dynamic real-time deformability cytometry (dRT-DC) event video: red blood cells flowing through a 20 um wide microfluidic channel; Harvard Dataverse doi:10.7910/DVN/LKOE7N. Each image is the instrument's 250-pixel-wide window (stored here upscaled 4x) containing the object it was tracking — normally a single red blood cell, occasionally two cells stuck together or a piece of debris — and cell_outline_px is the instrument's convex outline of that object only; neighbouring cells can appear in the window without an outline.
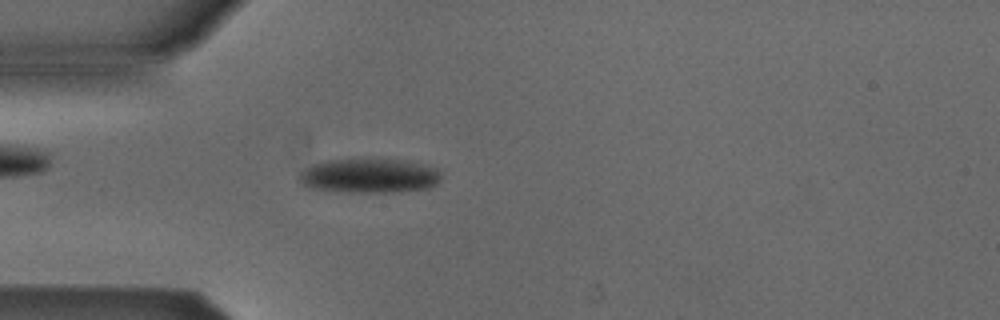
{"species": "Egyptian fruit bat (a non-hibernating species)", "species_latin": "Rousettus aegyptiacus", "temperature_condition": "cold", "stored_images_in_passage": 49, "camera_frame_rate_fps": 3000, "um_per_image_px": 0.085, "animal": {"sex": "male"}, "frame": {"image": 1, "passage_image": 11, "time_ms": 3.333, "image_size_px": [1000, 320], "cell_outline_px": [[440, 180], [436, 184], [428, 188], [400, 192], [344, 192], [308, 188], [300, 180], [300, 172], [312, 164], [328, 160], [368, 156], [404, 160], [424, 164], [440, 168]], "centroid_in_image_um": [31.43, 14.9], "position_along_channel_um": 53.6, "area_um2": 29.54}}
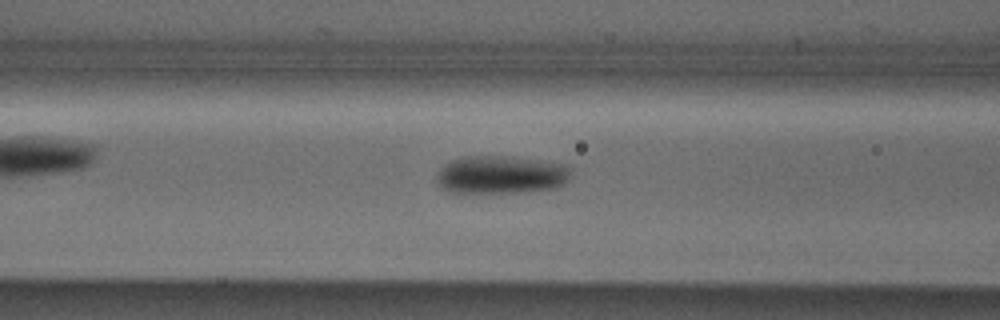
{"frame": {"image": 2, "passage_image": 17, "time_ms": 5.333, "image_size_px": [1000, 320], "cell_outline_px": [[572, 172], [568, 180], [564, 184], [552, 188], [516, 192], [452, 192], [444, 188], [440, 184], [436, 176], [444, 164], [452, 160], [464, 156], [508, 156], [564, 164]], "centroid_in_image_um": [42.59, 14.84], "position_along_channel_um": 124.0, "area_um2": 29.3}}
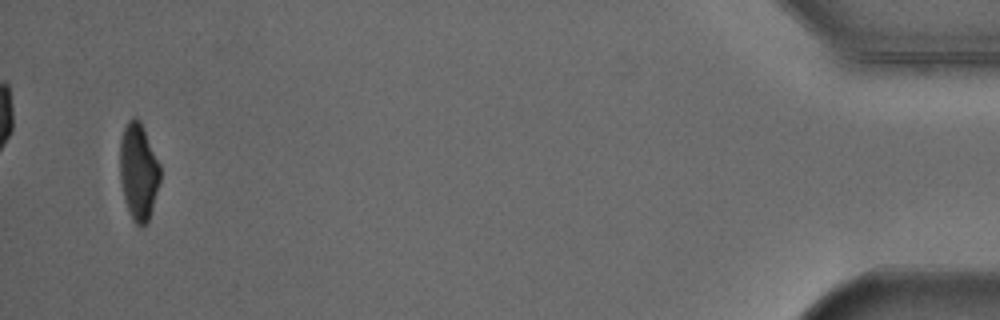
{"frame": {"image": 3, "passage_image": 47, "time_ms": 15.333, "image_size_px": [1000, 320], "cell_outline_px": [[160, 180], [152, 208], [148, 220], [144, 224], [136, 224], [128, 208], [124, 196], [120, 180], [120, 140], [124, 128], [128, 120], [132, 116], [136, 116], [140, 120], [144, 128], [160, 164]], "centroid_in_image_um": [11.77, 14.49], "position_along_channel_um": 423.4, "area_um2": 22.43}, "authors_computed_cell_mechanics": {"area_um2": 26.7036, "velocity_mm_per_s": 3.8799, "shape_relaxation_time_tau1_ms": 3.5707, "shape_relaxation_time_tau2_ms": 2.6559, "deformation_change_tau1": 0.1425, "deformation_change_tau2": 0.061}}